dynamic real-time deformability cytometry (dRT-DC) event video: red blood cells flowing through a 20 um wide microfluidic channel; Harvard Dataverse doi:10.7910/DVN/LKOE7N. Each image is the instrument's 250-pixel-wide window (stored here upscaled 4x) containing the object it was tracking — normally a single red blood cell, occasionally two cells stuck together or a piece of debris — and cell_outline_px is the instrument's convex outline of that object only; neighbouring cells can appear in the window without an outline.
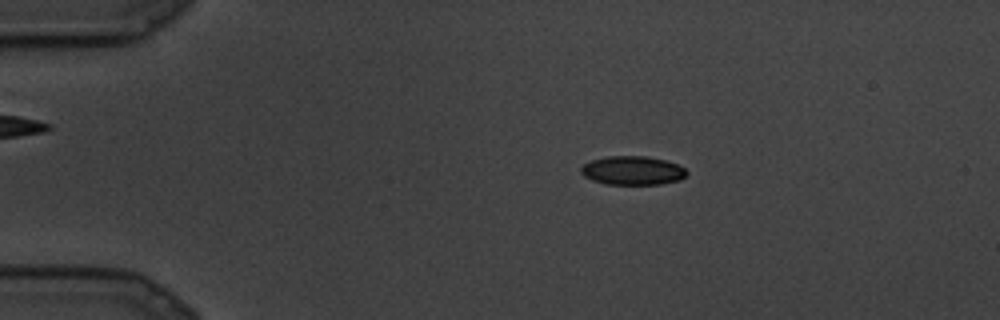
{"species": "common noctule bat (a hibernating species)", "species_latin": "Nyctalus noctula", "temperature_condition": "cold", "stored_images_in_passage": 9, "camera_frame_rate_fps": 3000, "um_per_image_px": 0.085, "animal": {"sex": "male", "body_mass_g": 19.5, "forearm_length_mm": 54.6}, "frame": {"image": 1, "passage_image": 4, "time_ms": 1.0, "image_size_px": [1000, 320], "cell_outline_px": [[688, 172], [680, 180], [660, 184], [604, 184], [592, 180], [584, 176], [580, 172], [580, 168], [584, 164], [592, 160], [608, 156], [644, 156], [664, 160], [676, 164], [684, 168]], "centroid_in_image_um": [53.74, 14.5], "position_along_channel_um": 31.3, "area_um2": 17.63}}
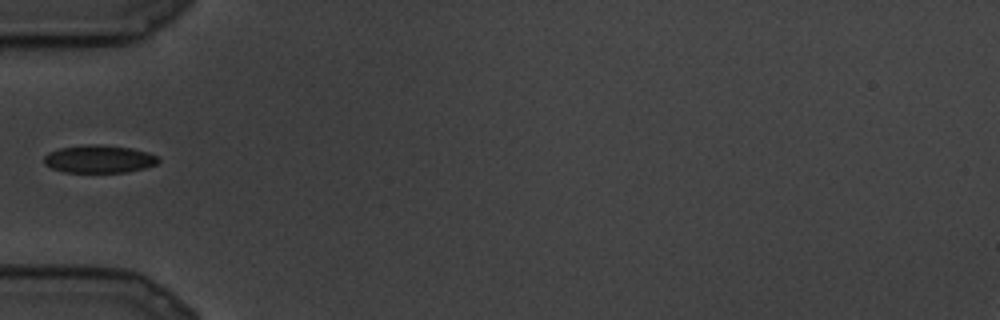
{"frame": {"image": 2, "passage_image": 8, "time_ms": 2.333, "image_size_px": [1000, 320], "cell_outline_px": [[160, 160], [156, 164], [144, 168], [128, 172], [64, 172], [52, 168], [44, 164], [44, 156], [48, 152], [60, 148], [84, 144], [104, 144], [132, 148], [148, 152], [160, 156]], "centroid_in_image_um": [8.44, 13.5], "position_along_channel_um": 76.6, "area_um2": 18.79}}